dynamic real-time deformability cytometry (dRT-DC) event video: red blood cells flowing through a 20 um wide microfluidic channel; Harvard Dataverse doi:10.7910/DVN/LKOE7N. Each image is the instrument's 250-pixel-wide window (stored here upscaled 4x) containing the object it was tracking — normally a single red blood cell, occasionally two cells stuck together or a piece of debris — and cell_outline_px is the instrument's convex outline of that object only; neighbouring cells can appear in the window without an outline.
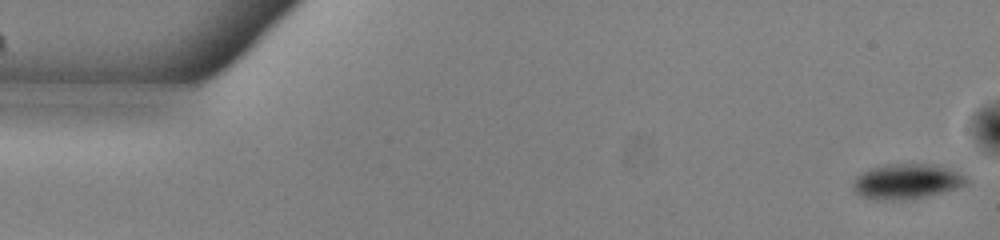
{"species": "common noctule bat (a hibernating species)", "species_latin": "Nyctalus noctula", "temperature_condition": "warm", "stored_images_in_passage": 53, "camera_frame_rate_fps": 3000, "um_per_image_px": 0.085, "animal": {"sex": "male", "body_mass_g": 13.0, "forearm_length_mm": 53.1}, "frame": {"image": 1, "passage_image": 1, "time_ms": 0.0, "image_size_px": [1000, 240], "cell_outline_px": [[972, 180], [968, 184], [956, 188], [928, 196], [912, 200], [872, 200], [860, 196], [852, 188], [852, 180], [856, 176], [872, 168], [888, 164], [936, 164], [956, 172]], "centroid_in_image_um": [77.05, 15.44], "position_along_channel_um": 7.9, "area_um2": 23.47}}
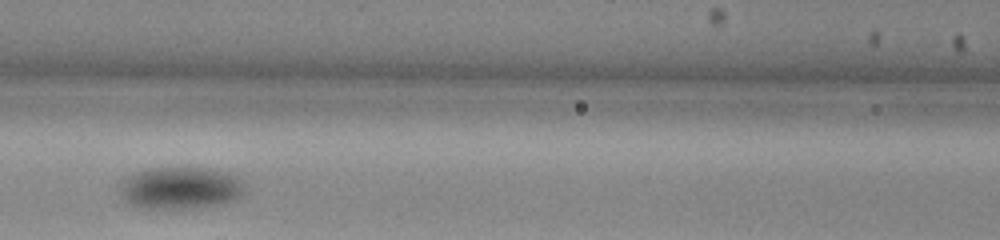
{"frame": {"image": 2, "passage_image": 23, "time_ms": 7.333, "image_size_px": [1000, 240], "cell_outline_px": [[244, 192], [228, 200], [212, 204], [180, 208], [144, 208], [132, 204], [124, 196], [120, 180], [136, 172], [148, 168], [212, 168], [236, 176], [244, 184]], "centroid_in_image_um": [15.3, 15.93], "position_along_channel_um": 151.3, "area_um2": 29.59}}
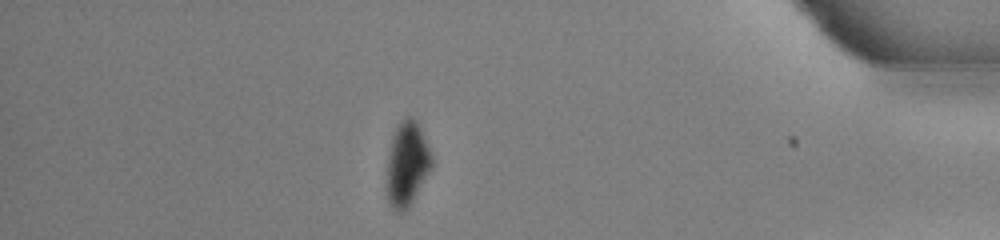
{"frame": {"image": 3, "passage_image": 46, "time_ms": 15.0, "image_size_px": [1000, 240], "cell_outline_px": [[432, 164], [428, 172], [408, 208], [404, 212], [396, 212], [392, 208], [388, 200], [388, 160], [392, 136], [400, 120], [404, 116], [412, 116], [416, 120], [420, 128], [432, 156]], "centroid_in_image_um": [34.59, 13.9], "position_along_channel_um": 400.6, "area_um2": 21.5}, "authors_computed_cell_mechanics": {"area_um2": 26.9926, "velocity_mm_per_s": 3.8374, "shape_relaxation_time_tau1_ms": 2.7132, "shape_relaxation_time_tau2_ms": null, "deformation_change_tau1": 0.0891, "deformation_change_tau2": null}}